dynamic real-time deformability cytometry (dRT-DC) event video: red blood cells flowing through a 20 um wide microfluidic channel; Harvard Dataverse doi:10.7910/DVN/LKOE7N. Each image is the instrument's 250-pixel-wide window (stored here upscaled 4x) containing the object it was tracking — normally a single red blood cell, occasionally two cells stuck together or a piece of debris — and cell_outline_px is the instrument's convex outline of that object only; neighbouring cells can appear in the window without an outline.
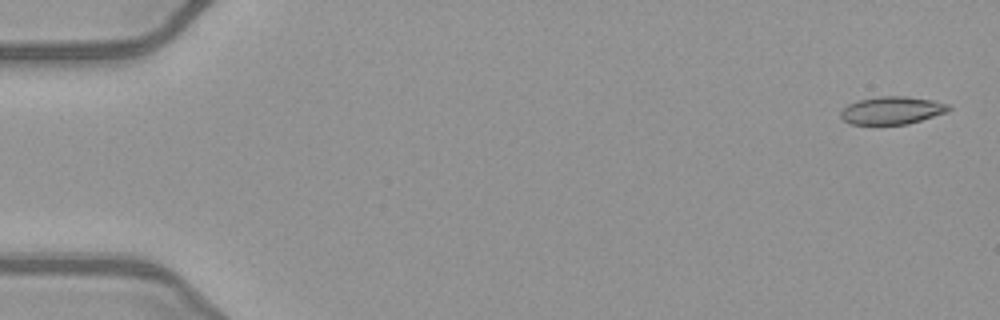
{"species": "common noctule bat (a hibernating species)", "species_latin": "Nyctalus noctula", "temperature_condition": "warm", "stored_images_in_passage": 9, "camera_frame_rate_fps": 3000, "um_per_image_px": 0.085, "animal": {"sex": "female", "body_mass_g": 21.9}, "frame": {"image": 1, "passage_image": 2, "time_ms": 0.333, "image_size_px": [1000, 320], "cell_outline_px": [[952, 108], [948, 112], [908, 124], [872, 128], [848, 124], [840, 116], [840, 112], [848, 104], [856, 100], [880, 96], [908, 96], [932, 100], [948, 104]], "centroid_in_image_um": [75.76, 9.44], "position_along_channel_um": 9.2, "area_um2": 18.44}}